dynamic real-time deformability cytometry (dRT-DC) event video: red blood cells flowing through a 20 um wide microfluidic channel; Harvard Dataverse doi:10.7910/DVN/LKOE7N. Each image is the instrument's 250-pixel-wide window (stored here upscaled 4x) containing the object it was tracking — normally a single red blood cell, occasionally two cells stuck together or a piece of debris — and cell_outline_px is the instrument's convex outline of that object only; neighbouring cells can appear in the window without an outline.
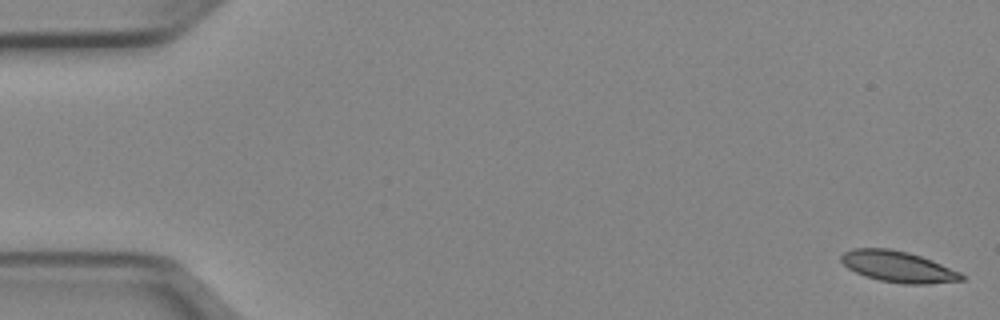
{"species": "Egyptian fruit bat (a non-hibernating species)", "species_latin": "Rousettus aegyptiacus", "temperature_condition": "cold", "stored_images_in_passage": 51, "camera_frame_rate_fps": 3000, "um_per_image_px": 0.085, "animal": {"sex": "female"}, "frame": {"image": 1, "passage_image": 1, "time_ms": 0.0, "image_size_px": [1000, 320], "cell_outline_px": [[968, 276], [964, 280], [928, 284], [904, 284], [880, 280], [864, 276], [848, 268], [840, 260], [840, 256], [844, 252], [852, 248], [888, 248], [908, 252], [932, 260], [960, 272]], "centroid_in_image_um": [76.35, 22.67], "position_along_channel_um": 8.6, "area_um2": 21.91}}
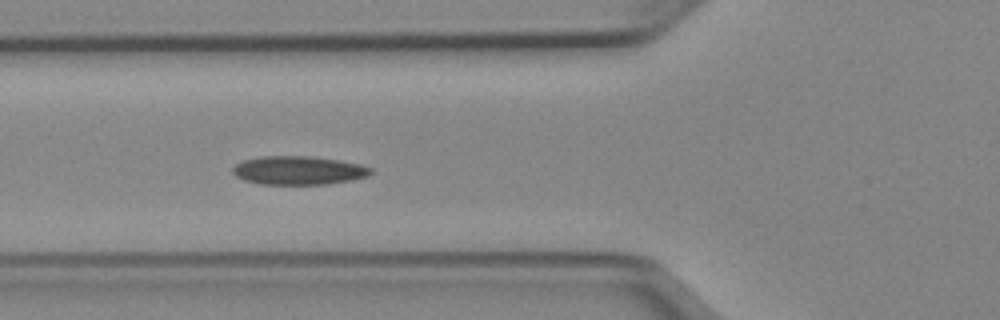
{"frame": {"image": 2, "passage_image": 19, "time_ms": 6.0, "image_size_px": [1000, 320], "cell_outline_px": [[372, 172], [368, 176], [328, 184], [260, 184], [244, 180], [236, 176], [232, 172], [232, 168], [236, 164], [244, 160], [260, 156], [308, 156], [340, 160], [360, 164], [372, 168]], "centroid_in_image_um": [25.36, 14.48], "position_along_channel_um": 100.4, "area_um2": 22.95}}
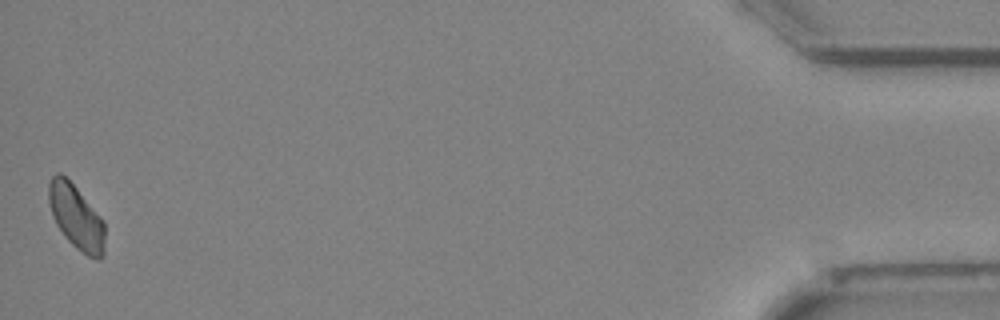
{"frame": {"image": 3, "passage_image": 51, "time_ms": 16.667, "image_size_px": [1000, 320], "cell_outline_px": [[104, 256], [100, 260], [96, 260], [88, 256], [76, 248], [64, 236], [56, 224], [52, 216], [48, 204], [48, 184], [52, 176], [56, 172], [60, 172], [76, 188], [104, 220]], "centroid_in_image_um": [6.47, 18.46], "position_along_channel_um": 428.7, "area_um2": 21.15}}